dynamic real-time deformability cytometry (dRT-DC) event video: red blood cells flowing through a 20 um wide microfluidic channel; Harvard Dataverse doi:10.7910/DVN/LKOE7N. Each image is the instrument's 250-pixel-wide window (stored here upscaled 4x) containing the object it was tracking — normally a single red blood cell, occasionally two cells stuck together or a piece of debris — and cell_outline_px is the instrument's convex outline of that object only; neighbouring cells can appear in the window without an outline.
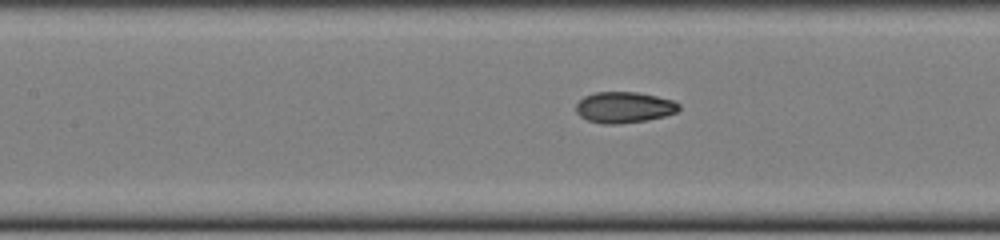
{"species": "common noctule bat (a hibernating species)", "species_latin": "Nyctalus noctula", "temperature_condition": "cold", "stored_images_in_passage": 30, "camera_frame_rate_fps": 3000, "um_per_image_px": 0.085, "animal": {"sex": "female", "body_mass_g": 22.0, "forearm_length_mm": 56.7}, "frame": {"image": 1, "passage_image": 13, "time_ms": 4.0, "image_size_px": [1000, 240], "cell_outline_px": [[680, 108], [676, 112], [664, 116], [648, 120], [616, 124], [604, 124], [588, 120], [580, 116], [576, 112], [576, 104], [584, 96], [592, 92], [636, 92], [656, 96], [672, 100], [680, 104]], "centroid_in_image_um": [53.03, 9.12], "position_along_channel_um": 154.4, "area_um2": 18.61}}
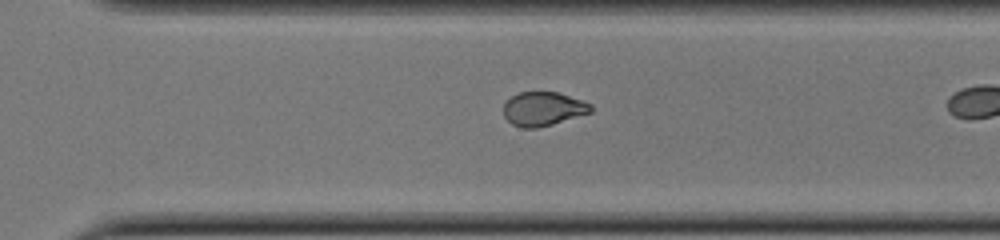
{"frame": {"image": 2, "passage_image": 26, "time_ms": 8.333, "image_size_px": [1000, 240], "cell_outline_px": [[592, 112], [552, 124], [536, 128], [524, 128], [512, 124], [504, 116], [504, 104], [512, 96], [520, 92], [560, 92], [592, 104]], "centroid_in_image_um": [46.18, 9.24], "position_along_channel_um": 324.4, "area_um2": 17.17}}